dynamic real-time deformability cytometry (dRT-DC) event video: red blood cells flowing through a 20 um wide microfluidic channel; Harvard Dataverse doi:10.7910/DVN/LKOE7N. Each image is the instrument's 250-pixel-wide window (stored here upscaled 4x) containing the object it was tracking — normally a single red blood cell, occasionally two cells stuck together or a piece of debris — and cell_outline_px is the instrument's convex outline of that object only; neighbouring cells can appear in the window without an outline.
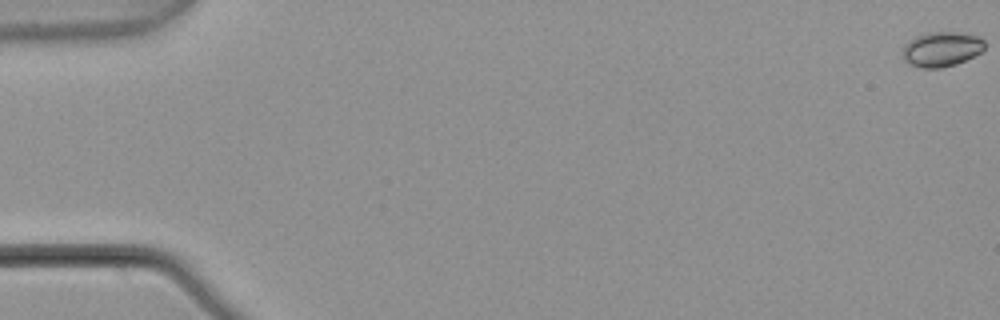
{"species": "common noctule bat (a hibernating species)", "species_latin": "Nyctalus noctula", "temperature_condition": "warm", "stored_images_in_passage": 7, "camera_frame_rate_fps": 3000, "um_per_image_px": 0.085, "animal": {"sex": "male", "body_mass_g": 21.5, "forearm_length_mm": 52.0}, "frame": {"image": 1, "passage_image": 1, "time_ms": 0.0, "image_size_px": [1000, 320], "cell_outline_px": [[984, 48], [980, 52], [956, 64], [940, 68], [920, 68], [908, 64], [904, 60], [904, 44], [908, 40], [924, 32], [956, 32], [976, 36], [984, 40]], "centroid_in_image_um": [79.99, 4.17], "position_along_channel_um": 5.0, "area_um2": 16.59}}
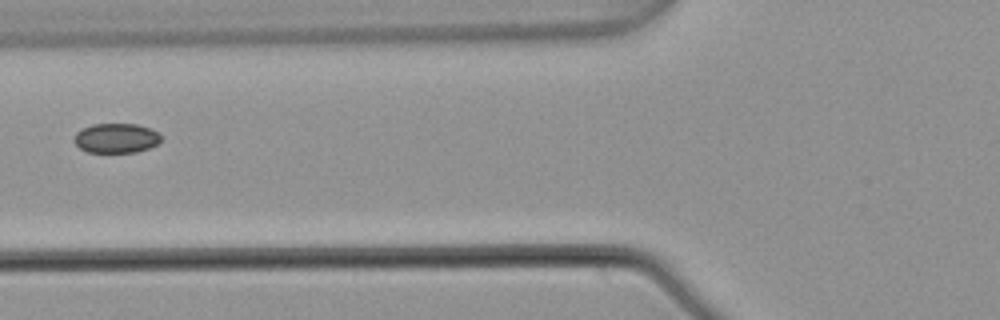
{"frame": {"image": 2, "passage_image": 7, "time_ms": 2.0, "image_size_px": [1000, 320], "cell_outline_px": [[160, 140], [156, 144], [148, 148], [136, 152], [88, 152], [80, 148], [72, 140], [76, 132], [92, 124], [136, 124], [160, 132]], "centroid_in_image_um": [9.85, 11.74], "position_along_channel_um": 115.9, "area_um2": 14.91}}